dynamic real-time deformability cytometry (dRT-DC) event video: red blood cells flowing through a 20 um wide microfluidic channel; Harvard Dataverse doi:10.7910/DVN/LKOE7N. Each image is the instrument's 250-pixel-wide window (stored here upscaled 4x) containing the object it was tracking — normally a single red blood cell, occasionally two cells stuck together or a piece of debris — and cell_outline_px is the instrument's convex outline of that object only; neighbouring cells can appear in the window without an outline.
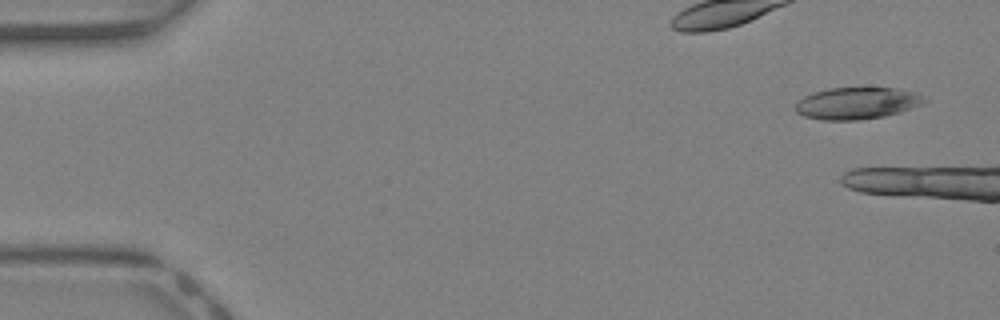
{"species": "Egyptian fruit bat (a non-hibernating species)", "species_latin": "Rousettus aegyptiacus", "temperature_condition": "warm", "stored_images_in_passage": 5, "camera_frame_rate_fps": 3000, "um_per_image_px": 0.085, "animal": {"sex": "female"}, "frame": {"image": 1, "passage_image": 1, "time_ms": 0.0, "image_size_px": [1000, 320], "cell_outline_px": [[928, 100], [920, 104], [900, 112], [884, 116], [860, 120], [820, 120], [804, 116], [796, 112], [792, 108], [796, 100], [812, 92], [828, 88], [896, 88], [912, 92], [924, 96]], "centroid_in_image_um": [72.75, 8.78], "position_along_channel_um": 12.2, "area_um2": 24.1}}